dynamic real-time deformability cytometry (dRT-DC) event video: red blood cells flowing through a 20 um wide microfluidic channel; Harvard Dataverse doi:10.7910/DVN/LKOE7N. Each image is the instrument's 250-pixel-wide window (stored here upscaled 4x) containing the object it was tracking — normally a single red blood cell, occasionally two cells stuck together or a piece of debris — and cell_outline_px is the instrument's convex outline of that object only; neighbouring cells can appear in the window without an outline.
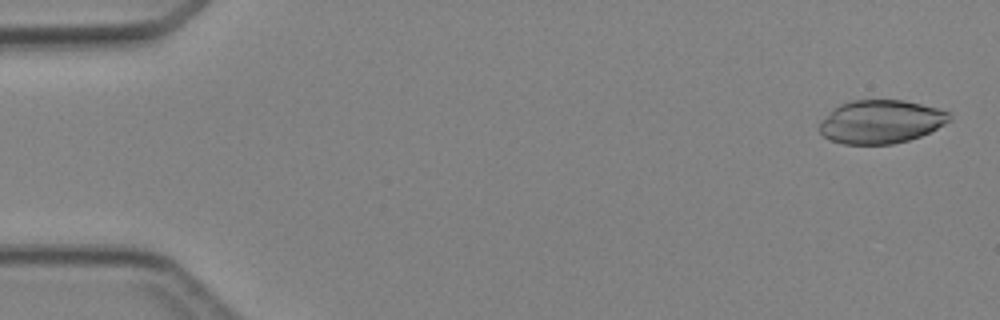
{"species": "Egyptian fruit bat (a non-hibernating species)", "species_latin": "Rousettus aegyptiacus", "temperature_condition": "cold", "stored_images_in_passage": 4, "camera_frame_rate_fps": 3000, "um_per_image_px": 0.085, "animal": {"sex": "female"}, "frame": {"image": 1, "passage_image": 1, "time_ms": 0.0, "image_size_px": [1000, 320], "cell_outline_px": [[952, 120], [920, 136], [908, 140], [892, 144], [844, 144], [828, 140], [820, 132], [820, 124], [840, 104], [852, 100], [904, 100], [936, 108], [948, 112]], "centroid_in_image_um": [74.88, 10.35], "position_along_channel_um": 10.1, "area_um2": 32.37}}